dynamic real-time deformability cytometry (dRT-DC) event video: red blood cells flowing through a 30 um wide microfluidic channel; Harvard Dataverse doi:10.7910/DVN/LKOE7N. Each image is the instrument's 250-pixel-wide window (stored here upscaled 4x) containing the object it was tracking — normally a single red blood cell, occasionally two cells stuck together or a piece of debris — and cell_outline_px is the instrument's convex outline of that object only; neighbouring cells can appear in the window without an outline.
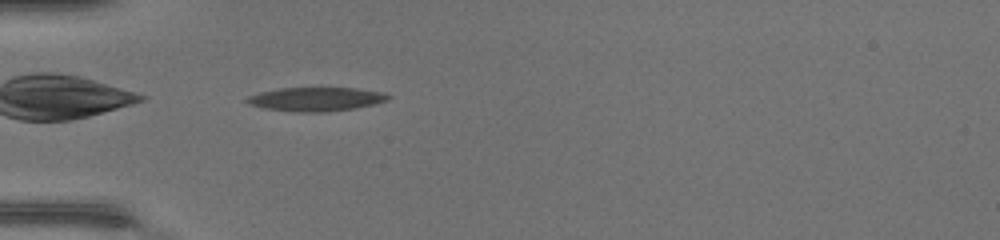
{"species": "common noctule bat (a hibernating species)", "species_latin": "Nyctalus noctula", "temperature_condition": "warm", "stored_images_in_passage": 34, "camera_frame_rate_fps": 3000, "um_per_image_px": 0.085, "animal": {"sex": "female", "body_mass_g": 17.0, "forearm_length_mm": 48.0}, "frame": {"image": 1, "passage_image": 1, "time_ms": 0.0, "image_size_px": [1000, 240], "cell_outline_px": [[392, 96], [388, 100], [376, 104], [352, 108], [324, 112], [296, 112], [264, 108], [248, 104], [244, 100], [248, 96], [260, 92], [280, 88], [356, 88], [384, 92]], "centroid_in_image_um": [26.87, 8.42], "position_along_channel_um": 58.1, "area_um2": 19.65}}
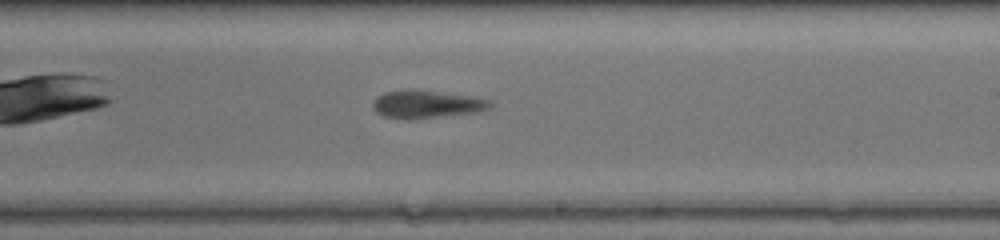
{"frame": {"image": 2, "passage_image": 15, "time_ms": 4.667, "image_size_px": [1000, 240], "cell_outline_px": [[492, 108], [480, 112], [408, 120], [384, 116], [376, 112], [372, 108], [372, 104], [376, 96], [384, 92], [408, 88], [420, 88], [476, 96], [488, 100], [492, 104]], "centroid_in_image_um": [36.27, 8.83], "position_along_channel_um": 252.7, "area_um2": 19.88}}
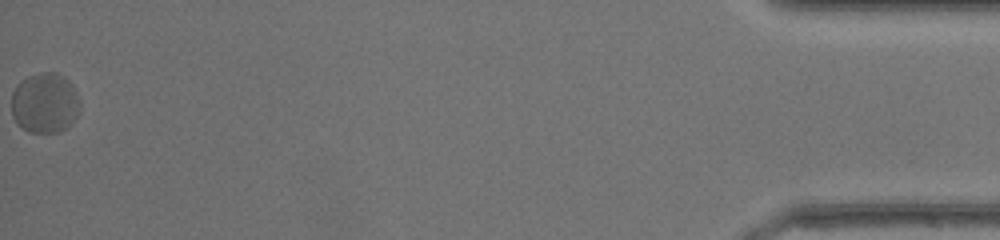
{"frame": {"image": 3, "passage_image": 34, "time_ms": 11.0, "image_size_px": [1000, 240], "cell_outline_px": [[80, 112], [60, 132], [28, 132], [12, 116], [12, 92], [16, 84], [20, 80], [28, 76], [40, 72], [56, 72], [68, 80], [76, 92], [80, 100]], "centroid_in_image_um": [3.8, 8.72], "position_along_channel_um": 431.4, "area_um2": 23.99}, "authors_computed_cell_mechanics": {"area_um2": 20.2878, "velocity_mm_per_s": 4.3376, "shape_relaxation_time_tau1_ms": null, "shape_relaxation_time_tau2_ms": 1.36, "deformation_change_tau1": null, "deformation_change_tau2": 0.0654}}